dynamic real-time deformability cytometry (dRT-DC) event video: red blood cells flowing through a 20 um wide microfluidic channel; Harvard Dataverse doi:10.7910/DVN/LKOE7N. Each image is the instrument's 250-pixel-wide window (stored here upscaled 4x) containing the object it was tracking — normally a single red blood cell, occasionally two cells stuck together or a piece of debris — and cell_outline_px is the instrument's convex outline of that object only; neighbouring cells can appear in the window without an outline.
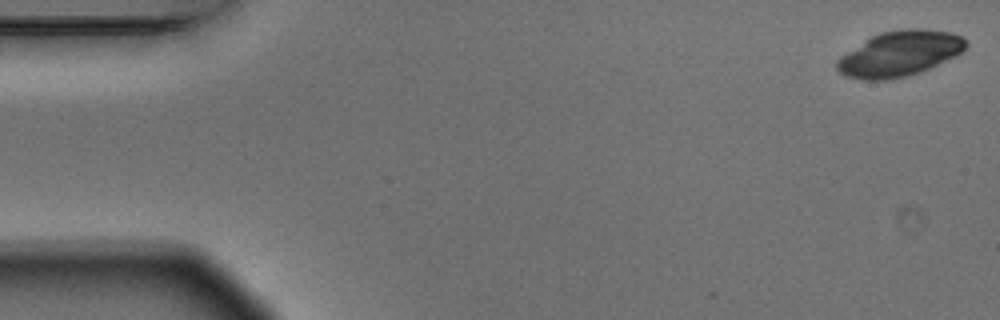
{"species": "Egyptian fruit bat (a non-hibernating species)", "species_latin": "Rousettus aegyptiacus", "temperature_condition": "warm", "stored_images_in_passage": 5, "camera_frame_rate_fps": 3000, "um_per_image_px": 0.085, "animal": {"sex": "male"}, "frame": {"image": 1, "passage_image": 1, "time_ms": 0.0, "image_size_px": [1000, 320], "cell_outline_px": [[968, 44], [960, 52], [920, 72], [908, 76], [888, 80], [864, 80], [848, 76], [840, 72], [836, 68], [836, 60], [840, 56], [872, 36], [880, 32], [908, 28], [920, 28], [948, 32], [960, 36]], "centroid_in_image_um": [76.42, 4.56], "position_along_channel_um": 8.6, "area_um2": 33.47}}